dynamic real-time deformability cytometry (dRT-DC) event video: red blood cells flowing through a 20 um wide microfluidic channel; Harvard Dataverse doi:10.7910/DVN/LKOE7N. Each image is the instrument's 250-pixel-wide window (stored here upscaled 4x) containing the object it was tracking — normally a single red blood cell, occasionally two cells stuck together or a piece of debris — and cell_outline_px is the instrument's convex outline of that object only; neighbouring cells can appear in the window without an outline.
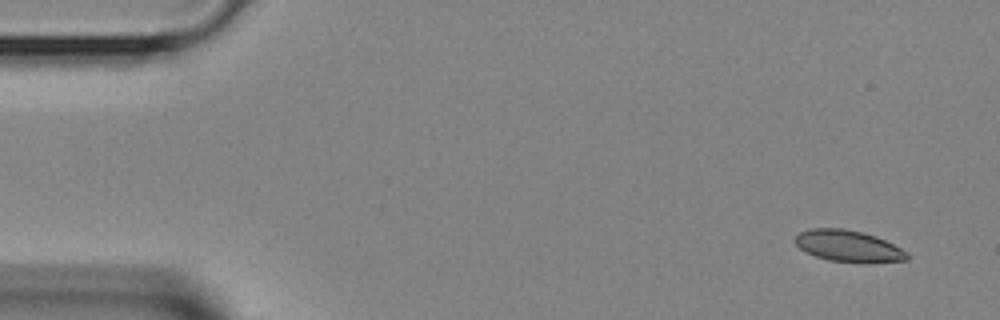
{"species": "Egyptian fruit bat (a non-hibernating species)", "species_latin": "Rousettus aegyptiacus", "temperature_condition": "room temperature", "stored_images_in_passage": 4, "camera_frame_rate_fps": 3000, "um_per_image_px": 0.085, "animal": {"sex": "female"}, "frame": {"image": 1, "passage_image": 1, "time_ms": 0.0, "image_size_px": [1000, 320], "cell_outline_px": [[908, 260], [828, 260], [816, 256], [800, 248], [792, 240], [800, 232], [812, 228], [844, 228], [864, 232], [876, 236], [908, 252]], "centroid_in_image_um": [72.04, 20.85], "position_along_channel_um": 13.0, "area_um2": 19.65}}